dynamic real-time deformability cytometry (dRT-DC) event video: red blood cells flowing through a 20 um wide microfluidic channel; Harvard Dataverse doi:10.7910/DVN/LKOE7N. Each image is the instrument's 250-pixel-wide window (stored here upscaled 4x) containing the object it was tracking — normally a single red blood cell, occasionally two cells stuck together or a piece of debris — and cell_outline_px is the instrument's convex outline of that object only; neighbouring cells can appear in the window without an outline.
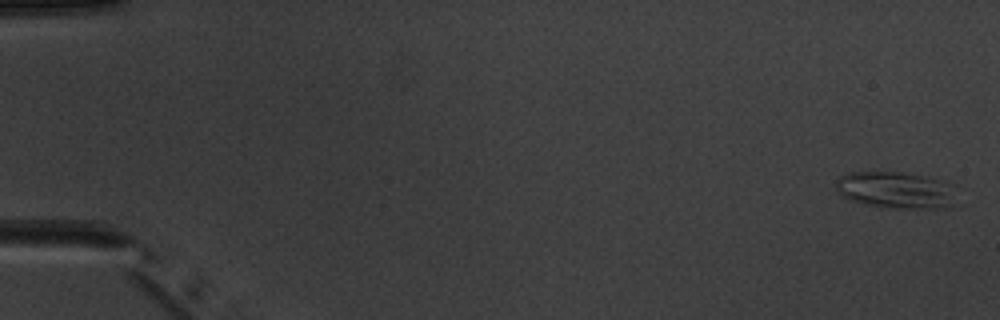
{"species": "common noctule bat (a hibernating species)", "species_latin": "Nyctalus noctula", "temperature_condition": "warm", "stored_images_in_passage": 4, "camera_frame_rate_fps": 3000, "um_per_image_px": 0.085, "animal": {"sex": "male", "body_mass_g": 20.1, "forearm_length_mm": 53.5}, "frame": {"image": 1, "passage_image": 1, "time_ms": 0.0, "image_size_px": [1000, 320], "cell_outline_px": [[956, 184], [948, 204], [944, 208], [892, 208], [864, 204], [840, 196], [836, 188], [836, 180], [840, 176], [852, 172], [876, 168], [900, 172], [940, 180]], "centroid_in_image_um": [76.03, 16.1], "position_along_channel_um": 9.0, "area_um2": 26.13}}
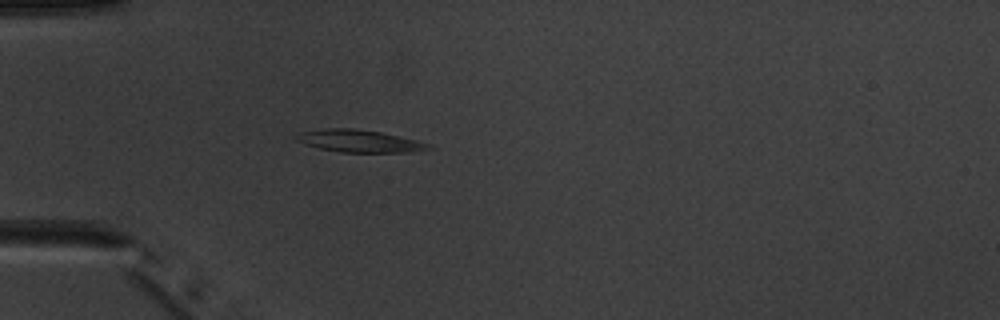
{"frame": {"image": 2, "passage_image": 4, "time_ms": 5.0, "image_size_px": [1000, 320], "cell_outline_px": [[436, 148], [404, 152], [340, 152], [320, 148], [304, 144], [296, 140], [292, 136], [300, 132], [324, 128], [352, 128], [380, 132], [416, 140], [432, 144]], "centroid_in_image_um": [30.52, 11.98], "position_along_channel_um": 54.5, "area_um2": 17.22}}